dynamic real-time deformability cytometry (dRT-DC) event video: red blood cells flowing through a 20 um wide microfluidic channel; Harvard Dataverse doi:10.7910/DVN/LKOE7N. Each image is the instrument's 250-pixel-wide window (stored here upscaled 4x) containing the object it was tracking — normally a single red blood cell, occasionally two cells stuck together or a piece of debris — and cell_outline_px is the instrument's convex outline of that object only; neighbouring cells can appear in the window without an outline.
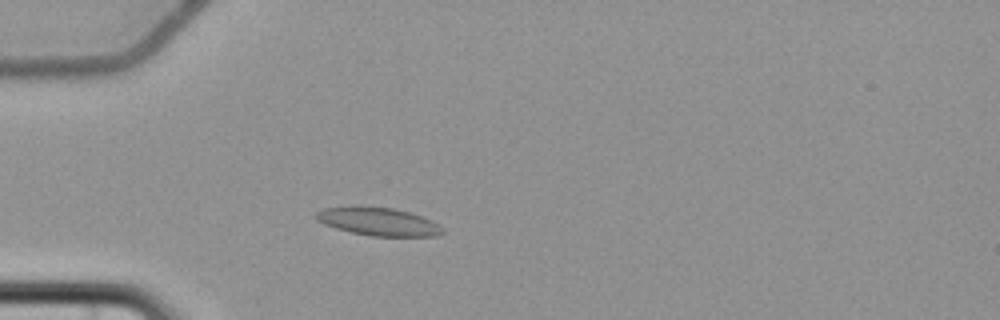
{"species": "common noctule bat (a hibernating species)", "species_latin": "Nyctalus noctula", "temperature_condition": "cold", "stored_images_in_passage": 4, "camera_frame_rate_fps": 3000, "um_per_image_px": 0.085, "animal": {"sex": "female", "body_mass_g": 22.7, "forearm_length_mm": 54.2}, "frame": {"image": 1, "passage_image": 4, "time_ms": 4.0, "image_size_px": [1000, 320], "cell_outline_px": [[444, 232], [436, 236], [372, 236], [352, 232], [336, 228], [324, 224], [316, 220], [316, 212], [324, 208], [352, 204], [360, 204], [392, 208], [408, 212], [432, 220], [444, 228]], "centroid_in_image_um": [32.12, 18.8], "position_along_channel_um": 52.9, "area_um2": 21.1}}